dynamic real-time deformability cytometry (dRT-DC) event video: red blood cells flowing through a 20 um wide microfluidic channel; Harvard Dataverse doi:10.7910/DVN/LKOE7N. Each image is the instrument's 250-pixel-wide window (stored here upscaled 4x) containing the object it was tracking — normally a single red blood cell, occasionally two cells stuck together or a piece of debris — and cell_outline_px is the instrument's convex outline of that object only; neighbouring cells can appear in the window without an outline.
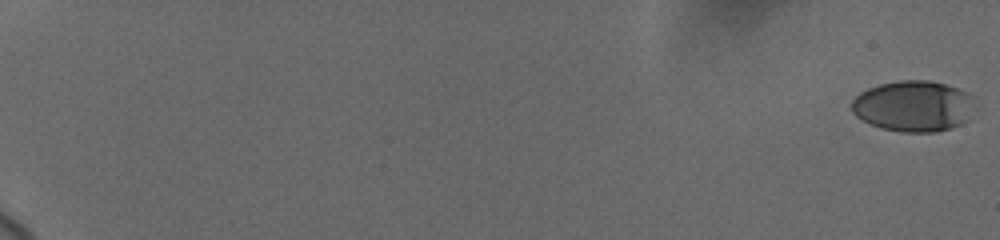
{"species": "human", "species_latin": "Homo sapiens", "temperature_condition": "cold", "stored_images_in_passage": 40, "camera_frame_rate_fps": 3000, "um_per_image_px": 0.085, "donor": {"sex": "female"}, "frame": {"image": 1, "passage_image": 1, "time_ms": 0.0, "image_size_px": [1000, 240], "cell_outline_px": [[972, 96], [968, 120], [960, 124], [936, 132], [904, 132], [880, 128], [856, 116], [852, 112], [852, 100], [860, 92], [868, 88], [880, 84], [900, 80], [928, 80], [944, 84], [968, 92]], "centroid_in_image_um": [77.6, 9.01], "position_along_channel_um": 7.4, "area_um2": 36.18}}
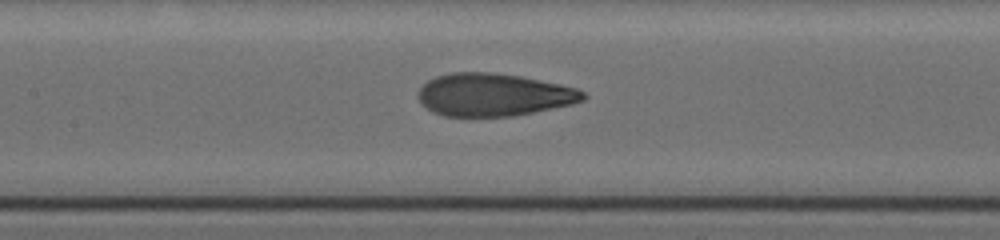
{"frame": {"image": 2, "passage_image": 17, "time_ms": 10.667, "image_size_px": [1000, 240], "cell_outline_px": [[588, 96], [584, 100], [572, 104], [512, 116], [444, 116], [432, 112], [416, 96], [416, 92], [428, 80], [436, 76], [452, 72], [496, 72], [520, 76], [560, 84], [576, 88], [584, 92]], "centroid_in_image_um": [41.95, 8.04], "position_along_channel_um": 165.5, "area_um2": 41.04}}
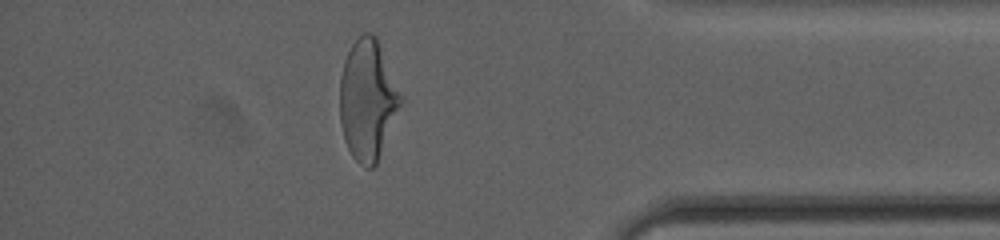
{"frame": {"image": 3, "passage_image": 35, "time_ms": 17.667, "image_size_px": [1000, 240], "cell_outline_px": [[404, 100], [376, 164], [372, 168], [368, 168], [360, 164], [352, 156], [344, 140], [340, 124], [340, 76], [344, 60], [352, 44], [364, 32], [372, 32], [376, 36], [404, 96]], "centroid_in_image_um": [31.27, 8.47], "position_along_channel_um": 403.9, "area_um2": 43.12}, "authors_computed_cell_mechanics": {"area_um2": 40.9513, "velocity_mm_per_s": 3.6995, "shape_relaxation_time_tau1_ms": 3.8755, "shape_relaxation_time_tau2_ms": 0.7429, "deformation_change_tau1": 0.2002, "deformation_change_tau2": 0.0697}}